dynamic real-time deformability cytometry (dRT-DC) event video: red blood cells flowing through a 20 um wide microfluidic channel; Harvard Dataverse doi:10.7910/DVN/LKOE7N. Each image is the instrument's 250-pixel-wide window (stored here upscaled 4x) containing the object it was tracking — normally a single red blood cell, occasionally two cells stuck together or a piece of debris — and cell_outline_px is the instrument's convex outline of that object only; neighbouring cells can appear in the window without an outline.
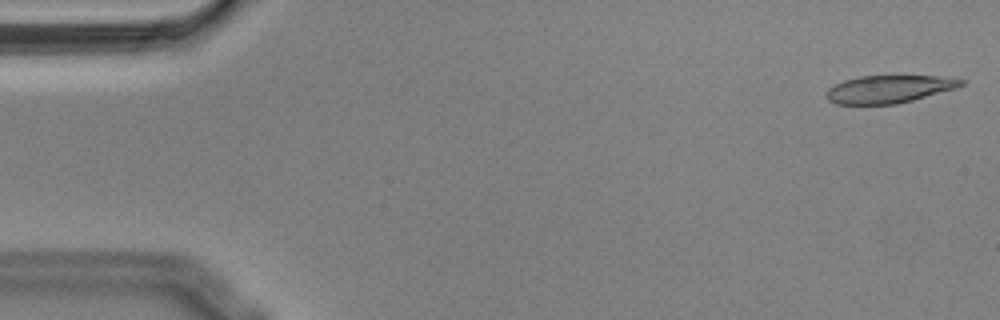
{"species": "Egyptian fruit bat (a non-hibernating species)", "species_latin": "Rousettus aegyptiacus", "temperature_condition": "cold", "stored_images_in_passage": 13, "camera_frame_rate_fps": 3000, "um_per_image_px": 0.085, "animal": {"sex": "male"}, "frame": {"image": 1, "passage_image": 1, "time_ms": 0.0, "image_size_px": [1000, 320], "cell_outline_px": [[968, 80], [964, 84], [956, 88], [912, 100], [896, 104], [836, 104], [828, 100], [824, 96], [824, 92], [828, 88], [844, 80], [860, 76], [952, 76]], "centroid_in_image_um": [75.59, 7.56], "position_along_channel_um": 9.4, "area_um2": 21.96}}